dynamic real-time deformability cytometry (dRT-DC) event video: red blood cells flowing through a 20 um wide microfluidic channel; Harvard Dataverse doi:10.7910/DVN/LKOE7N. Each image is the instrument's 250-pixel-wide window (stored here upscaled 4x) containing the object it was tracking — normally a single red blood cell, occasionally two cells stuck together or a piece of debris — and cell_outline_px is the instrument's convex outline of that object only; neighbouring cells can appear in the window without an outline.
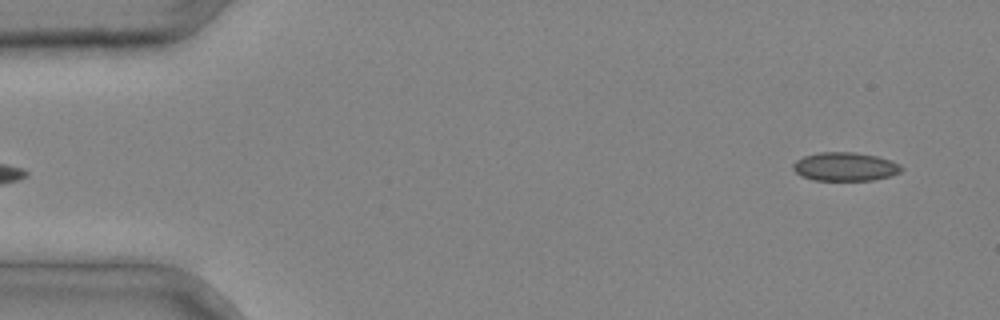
{"species": "common noctule bat (a hibernating species)", "species_latin": "Nyctalus noctula", "temperature_condition": "cold", "stored_images_in_passage": 3, "segment_of_instrument_passage": [2, 2], "camera_frame_rate_fps": 3000, "um_per_image_px": 0.085, "animal": {"sex": "male", "body_mass_g": 20.4}, "frame": {"image": 1, "passage_image": 3, "time_ms": 0.667, "image_size_px": [1000, 320], "cell_outline_px": [[904, 168], [900, 172], [892, 176], [872, 180], [812, 180], [800, 176], [792, 168], [792, 164], [796, 160], [804, 156], [820, 152], [852, 152], [876, 156], [892, 160], [900, 164]], "centroid_in_image_um": [71.84, 14.17], "position_along_channel_um": 13.2, "area_um2": 18.21}}